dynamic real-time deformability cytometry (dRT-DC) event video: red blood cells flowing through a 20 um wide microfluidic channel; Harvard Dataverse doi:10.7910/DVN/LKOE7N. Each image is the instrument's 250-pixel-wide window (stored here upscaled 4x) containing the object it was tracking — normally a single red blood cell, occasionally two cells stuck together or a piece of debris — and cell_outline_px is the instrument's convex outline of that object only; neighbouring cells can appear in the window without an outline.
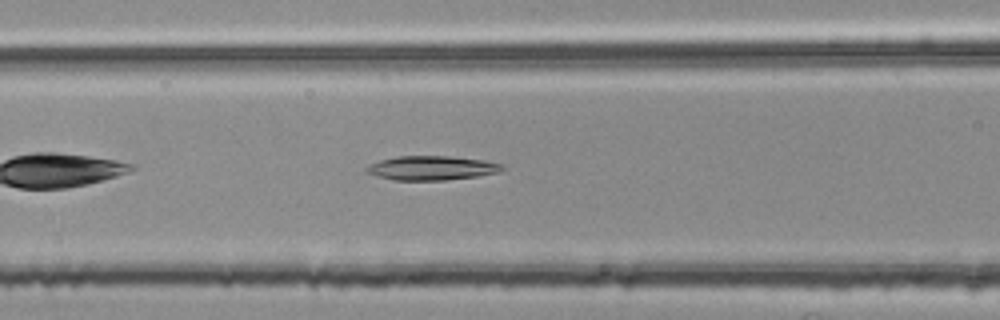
{"species": "common noctule bat (a hibernating species)", "species_latin": "Nyctalus noctula", "temperature_condition": "room temperature", "stored_images_in_passage": 34, "camera_frame_rate_fps": 3000, "um_per_image_px": 0.085, "animal": {"sex": "female", "body_mass_g": 25.1}, "frame": {"image": 1, "passage_image": 8, "time_ms": 2.333, "image_size_px": [1000, 320], "cell_outline_px": [[504, 168], [500, 172], [476, 176], [444, 180], [392, 180], [368, 172], [364, 168], [380, 160], [396, 156], [448, 156], [484, 160], [504, 164]], "centroid_in_image_um": [36.73, 14.27], "position_along_channel_um": 129.9, "area_um2": 18.96}}
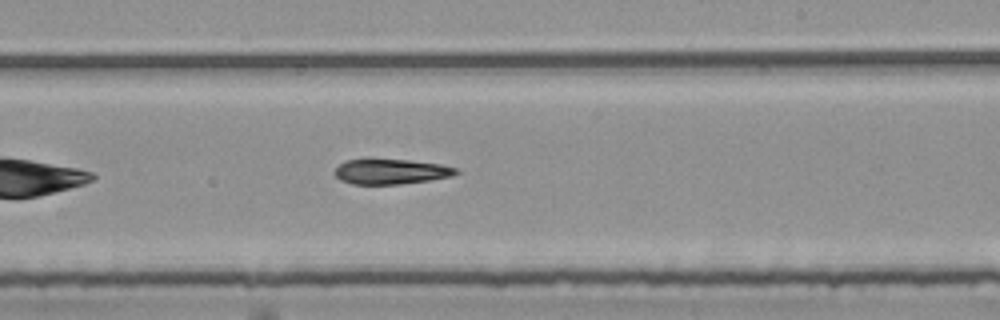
{"frame": {"image": 2, "passage_image": 18, "time_ms": 5.667, "image_size_px": [1000, 320], "cell_outline_px": [[460, 172], [452, 176], [432, 180], [400, 184], [352, 184], [340, 180], [332, 172], [344, 160], [408, 160], [440, 164], [456, 168]], "centroid_in_image_um": [33.23, 14.6], "position_along_channel_um": 255.8, "area_um2": 17.69}}
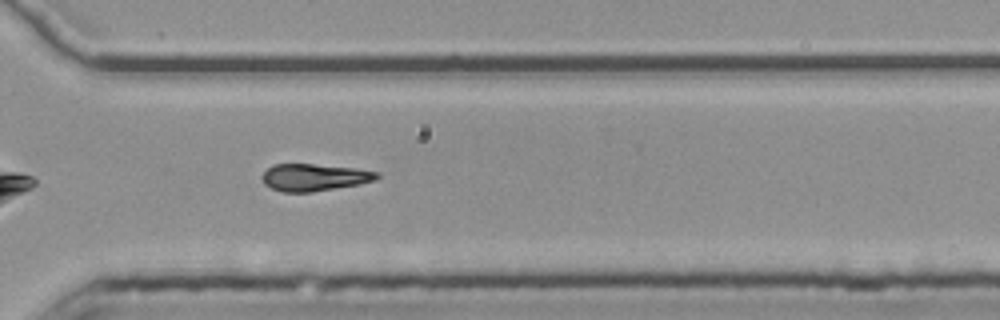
{"frame": {"image": 3, "passage_image": 25, "time_ms": 8.0, "image_size_px": [1000, 320], "cell_outline_px": [[380, 176], [372, 180], [360, 184], [312, 192], [284, 192], [272, 188], [264, 184], [264, 172], [272, 164], [312, 164], [356, 168], [380, 172]], "centroid_in_image_um": [26.73, 15.07], "position_along_channel_um": 343.9, "area_um2": 17.98}, "authors_computed_cell_mechanics": {"area_um2": 18.6116, "velocity_mm_per_s": 3.7901, "shape_relaxation_time_tau1_ms": 5.8491, "shape_relaxation_time_tau2_ms": null, "deformation_change_tau1": 0.2033, "deformation_change_tau2": null}}